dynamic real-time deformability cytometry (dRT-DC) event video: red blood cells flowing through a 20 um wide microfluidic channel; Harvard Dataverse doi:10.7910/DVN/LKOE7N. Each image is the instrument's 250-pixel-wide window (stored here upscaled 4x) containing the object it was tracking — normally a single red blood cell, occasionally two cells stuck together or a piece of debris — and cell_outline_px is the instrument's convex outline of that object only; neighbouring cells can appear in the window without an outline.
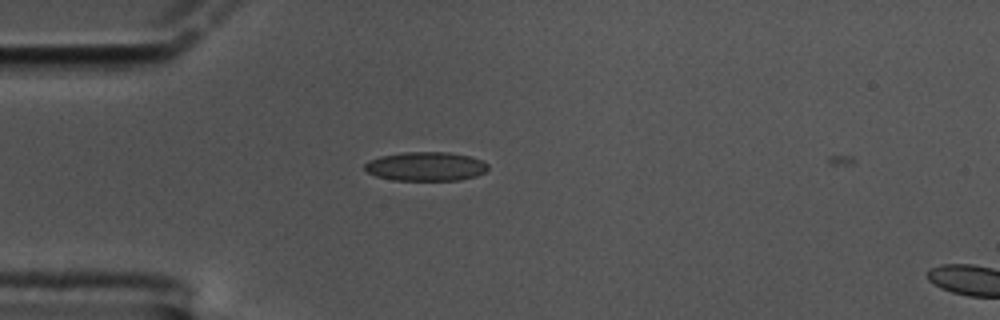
{"species": "common noctule bat (a hibernating species)", "species_latin": "Nyctalus noctula", "temperature_condition": "cold", "stored_images_in_passage": 4, "camera_frame_rate_fps": 3000, "um_per_image_px": 0.085, "animal": {"sex": "male", "body_mass_g": 17.5, "forearm_length_mm": 52.3}, "frame": {"image": 1, "passage_image": 3, "time_ms": 0.667, "image_size_px": [1000, 320], "cell_outline_px": [[488, 168], [484, 172], [476, 176], [460, 180], [392, 180], [376, 176], [368, 172], [364, 168], [364, 164], [368, 160], [380, 156], [404, 152], [448, 152], [472, 156], [488, 164]], "centroid_in_image_um": [36.18, 14.14], "position_along_channel_um": 48.8, "area_um2": 20.92}}